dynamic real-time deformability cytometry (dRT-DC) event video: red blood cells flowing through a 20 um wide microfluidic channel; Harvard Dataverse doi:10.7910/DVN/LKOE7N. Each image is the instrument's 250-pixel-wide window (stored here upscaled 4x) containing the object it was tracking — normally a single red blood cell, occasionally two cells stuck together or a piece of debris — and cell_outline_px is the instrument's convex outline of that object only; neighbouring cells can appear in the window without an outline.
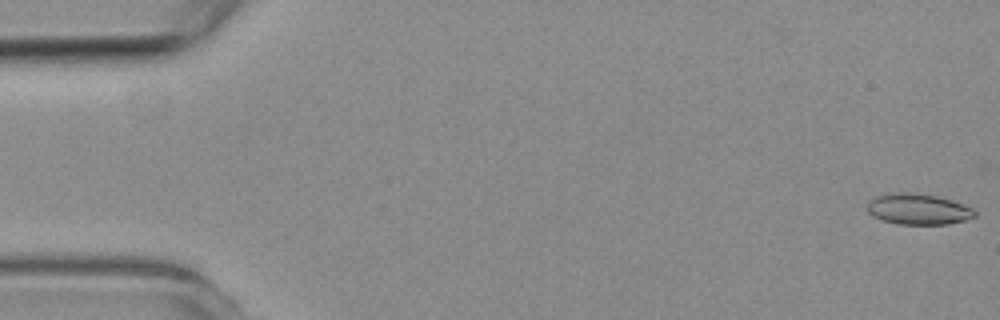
{"species": "common noctule bat (a hibernating species)", "species_latin": "Nyctalus noctula", "temperature_condition": "room temperature", "stored_images_in_passage": 5, "camera_frame_rate_fps": 3000, "um_per_image_px": 0.085, "animal": {"sex": "female", "body_mass_g": 19.3, "forearm_length_mm": 54.1}, "frame": {"image": 1, "passage_image": 1, "time_ms": 0.0, "image_size_px": [1000, 320], "cell_outline_px": [[976, 216], [964, 220], [948, 224], [896, 224], [872, 216], [868, 212], [868, 200], [876, 196], [900, 192], [908, 192], [936, 196], [952, 200], [964, 204], [972, 208], [976, 212]], "centroid_in_image_um": [78.05, 17.78], "position_along_channel_um": 7.0, "area_um2": 19.25}}
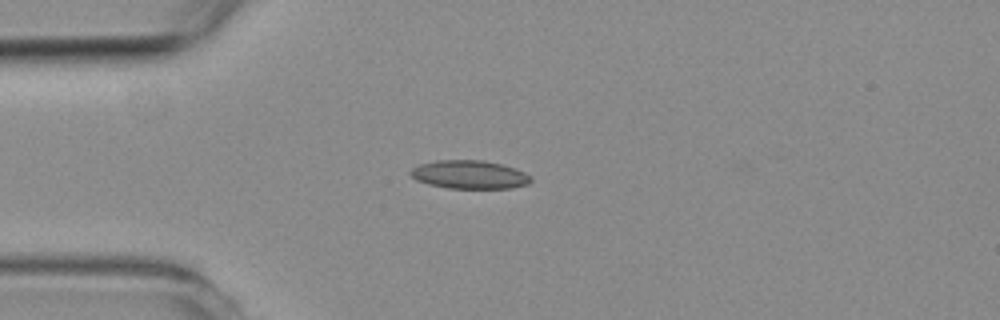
{"frame": {"image": 2, "passage_image": 4, "time_ms": 4.333, "image_size_px": [1000, 320], "cell_outline_px": [[532, 180], [528, 184], [512, 188], [448, 188], [428, 184], [416, 180], [408, 172], [412, 168], [420, 164], [436, 160], [480, 160], [500, 164], [516, 168], [532, 176]], "centroid_in_image_um": [39.91, 14.84], "position_along_channel_um": 45.1, "area_um2": 19.94}}
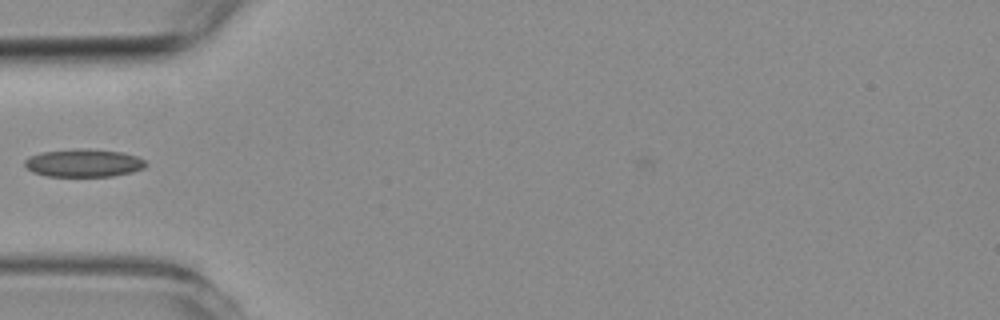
{"frame": {"image": 3, "passage_image": 5, "time_ms": 5.667, "image_size_px": [1000, 320], "cell_outline_px": [[148, 164], [144, 168], [132, 172], [112, 176], [48, 176], [32, 172], [24, 164], [24, 160], [28, 156], [40, 152], [76, 148], [84, 148], [120, 152], [136, 156], [144, 160]], "centroid_in_image_um": [7.09, 13.85], "position_along_channel_um": 77.9, "area_um2": 19.77}}